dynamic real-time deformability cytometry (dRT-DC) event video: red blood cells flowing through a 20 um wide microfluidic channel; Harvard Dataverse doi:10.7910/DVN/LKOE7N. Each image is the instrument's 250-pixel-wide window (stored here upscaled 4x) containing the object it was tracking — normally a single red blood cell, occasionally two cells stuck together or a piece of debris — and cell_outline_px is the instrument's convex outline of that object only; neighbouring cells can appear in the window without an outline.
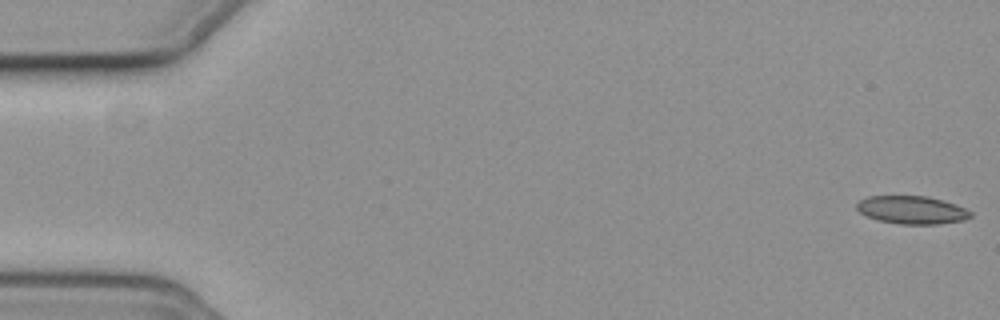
{"species": "common noctule bat (a hibernating species)", "species_latin": "Nyctalus noctula", "temperature_condition": "cold", "stored_images_in_passage": 53, "camera_frame_rate_fps": 3000, "um_per_image_px": 0.085, "animal": {"sex": "female", "body_mass_g": 19.3, "forearm_length_mm": 54.1}, "frame": {"image": 1, "passage_image": 1, "time_ms": 0.0, "image_size_px": [1000, 320], "cell_outline_px": [[972, 216], [964, 220], [936, 224], [900, 224], [876, 220], [860, 212], [856, 208], [856, 204], [860, 200], [868, 196], [928, 196], [944, 200], [956, 204], [972, 212]], "centroid_in_image_um": [77.52, 17.84], "position_along_channel_um": 7.5, "area_um2": 18.61}}
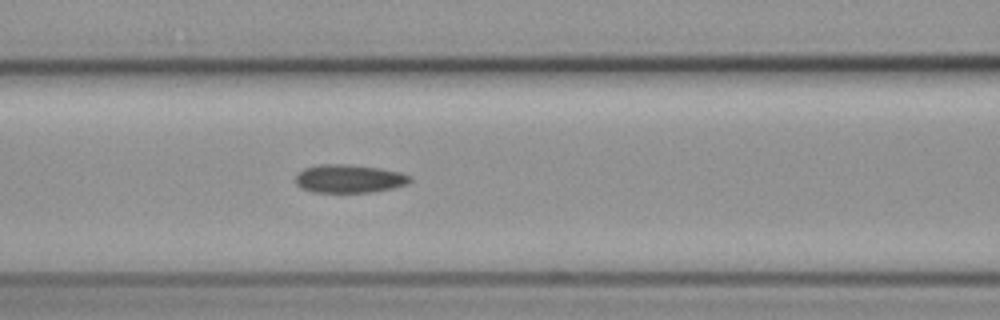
{"frame": {"image": 2, "passage_image": 24, "time_ms": 7.667, "image_size_px": [1000, 320], "cell_outline_px": [[412, 180], [408, 184], [392, 188], [368, 192], [312, 192], [300, 188], [296, 184], [296, 176], [304, 168], [320, 164], [344, 164], [380, 168], [400, 172], [412, 176]], "centroid_in_image_um": [29.68, 15.19], "position_along_channel_um": 136.9, "area_um2": 18.84}}
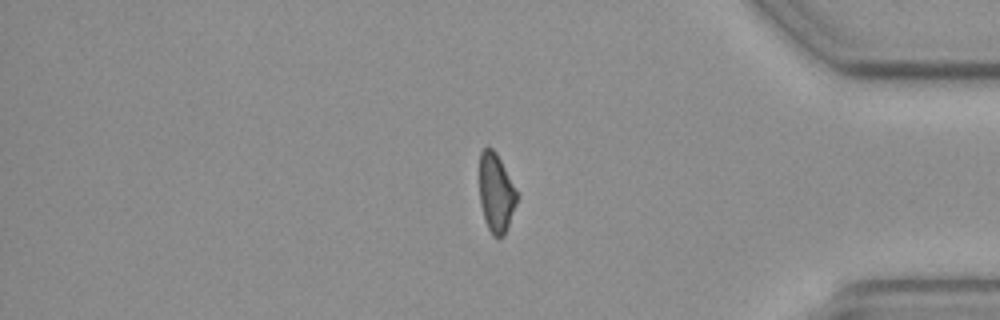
{"frame": {"image": 3, "passage_image": 47, "time_ms": 15.333, "image_size_px": [1000, 320], "cell_outline_px": [[520, 196], [504, 236], [492, 236], [488, 228], [480, 204], [480, 152], [484, 148], [492, 148], [496, 152], [516, 188]], "centroid_in_image_um": [42.19, 16.4], "position_along_channel_um": 393.0, "area_um2": 17.28}}